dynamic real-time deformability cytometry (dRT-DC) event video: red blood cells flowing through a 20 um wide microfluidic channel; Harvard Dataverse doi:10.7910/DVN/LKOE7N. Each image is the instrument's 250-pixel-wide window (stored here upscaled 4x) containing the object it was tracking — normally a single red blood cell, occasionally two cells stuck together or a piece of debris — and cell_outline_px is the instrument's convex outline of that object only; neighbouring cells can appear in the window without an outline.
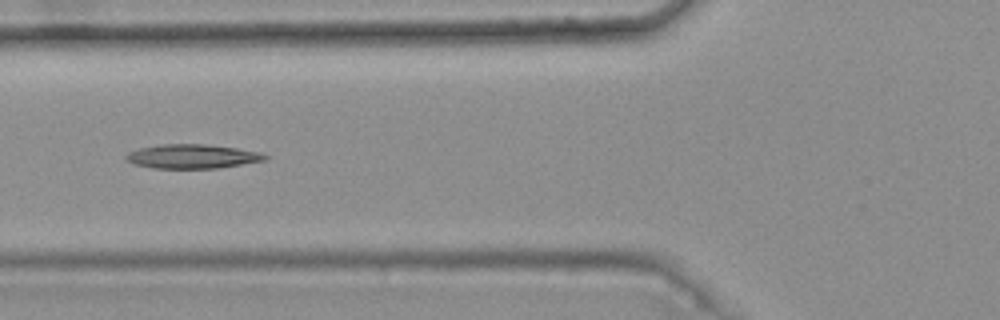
{"species": "common noctule bat (a hibernating species)", "species_latin": "Nyctalus noctula", "temperature_condition": "warm", "stored_images_in_passage": 7, "camera_frame_rate_fps": 3000, "um_per_image_px": 0.085, "animal": {"sex": "female", "body_mass_g": 25.1}, "frame": {"image": 1, "passage_image": 6, "time_ms": 1.667, "image_size_px": [1000, 320], "cell_outline_px": [[268, 160], [216, 168], [152, 168], [132, 164], [124, 156], [128, 152], [140, 148], [160, 144], [204, 144], [236, 148], [260, 152], [268, 156]], "centroid_in_image_um": [16.33, 13.29], "position_along_channel_um": 109.5, "area_um2": 19.54}}
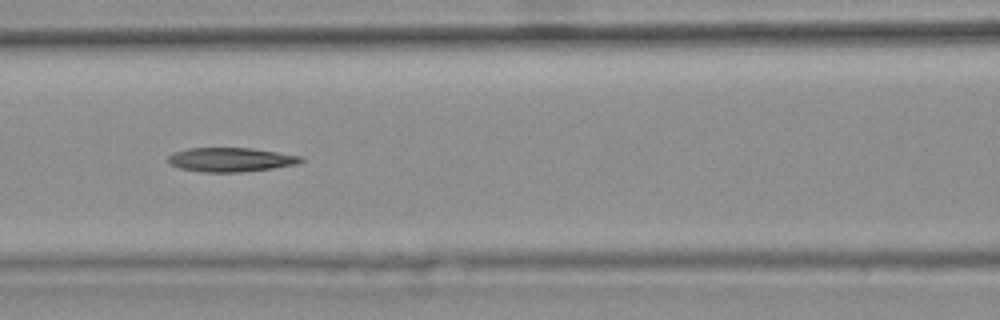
{"frame": {"image": 2, "passage_image": 7, "time_ms": 2.0, "image_size_px": [1000, 320], "cell_outline_px": [[304, 160], [300, 164], [244, 172], [204, 172], [180, 168], [168, 164], [168, 156], [172, 152], [188, 148], [252, 148], [300, 156]], "centroid_in_image_um": [19.59, 13.57], "position_along_channel_um": 147.0, "area_um2": 18.73}}